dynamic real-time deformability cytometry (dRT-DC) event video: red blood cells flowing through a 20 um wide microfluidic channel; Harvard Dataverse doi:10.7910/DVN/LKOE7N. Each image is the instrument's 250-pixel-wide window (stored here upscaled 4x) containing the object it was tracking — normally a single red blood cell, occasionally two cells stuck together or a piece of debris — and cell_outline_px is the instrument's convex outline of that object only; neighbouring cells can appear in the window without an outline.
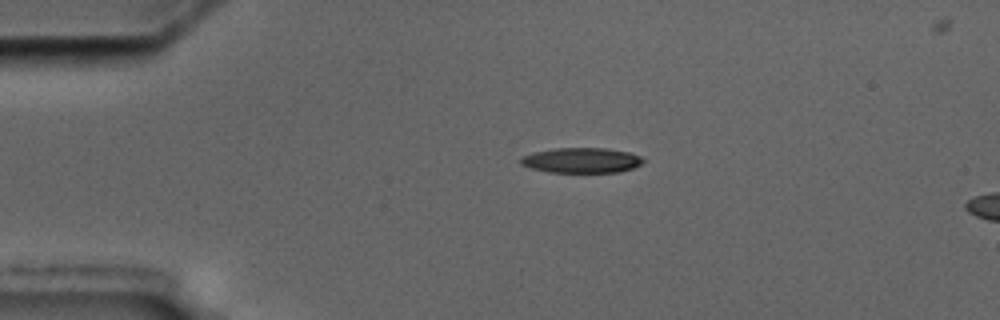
{"species": "common noctule bat (a hibernating species)", "species_latin": "Nyctalus noctula", "temperature_condition": "cold", "stored_images_in_passage": 6, "camera_frame_rate_fps": 3000, "um_per_image_px": 0.085, "animal": {"sex": "male", "body_mass_g": 17.5, "forearm_length_mm": 52.3}, "frame": {"image": 1, "passage_image": 1, "time_ms": 0.0, "image_size_px": [1000, 320], "cell_outline_px": [[644, 160], [640, 164], [632, 168], [620, 172], [548, 172], [532, 168], [520, 164], [520, 156], [532, 152], [556, 148], [608, 148], [628, 152], [640, 156]], "centroid_in_image_um": [49.39, 13.62], "position_along_channel_um": 35.6, "area_um2": 17.98}}